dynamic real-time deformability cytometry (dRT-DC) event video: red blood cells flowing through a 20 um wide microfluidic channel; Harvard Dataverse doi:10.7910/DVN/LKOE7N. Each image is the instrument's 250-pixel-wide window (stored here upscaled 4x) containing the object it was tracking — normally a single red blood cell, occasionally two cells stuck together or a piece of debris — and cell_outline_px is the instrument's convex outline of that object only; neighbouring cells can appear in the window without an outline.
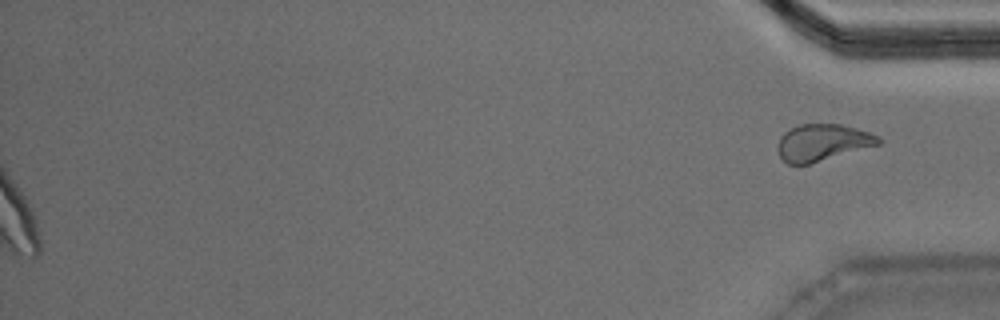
{"species": "Egyptian fruit bat (a non-hibernating species)", "species_latin": "Rousettus aegyptiacus", "temperature_condition": "warm", "stored_images_in_passage": 51, "segment_of_instrument_passage": [2, 2], "camera_frame_rate_fps": 3000, "um_per_image_px": 0.085, "animal": {"sex": "male"}, "frame": {"image": 1, "passage_image": 51, "time_ms": 16.667, "image_size_px": [1000, 320], "cell_outline_px": [[884, 140], [880, 144], [808, 164], [788, 164], [780, 156], [776, 148], [780, 136], [784, 132], [800, 124], [840, 124], [856, 128], [880, 136]], "centroid_in_image_um": [69.91, 12.1], "position_along_channel_um": 365.3, "area_um2": 21.5}}